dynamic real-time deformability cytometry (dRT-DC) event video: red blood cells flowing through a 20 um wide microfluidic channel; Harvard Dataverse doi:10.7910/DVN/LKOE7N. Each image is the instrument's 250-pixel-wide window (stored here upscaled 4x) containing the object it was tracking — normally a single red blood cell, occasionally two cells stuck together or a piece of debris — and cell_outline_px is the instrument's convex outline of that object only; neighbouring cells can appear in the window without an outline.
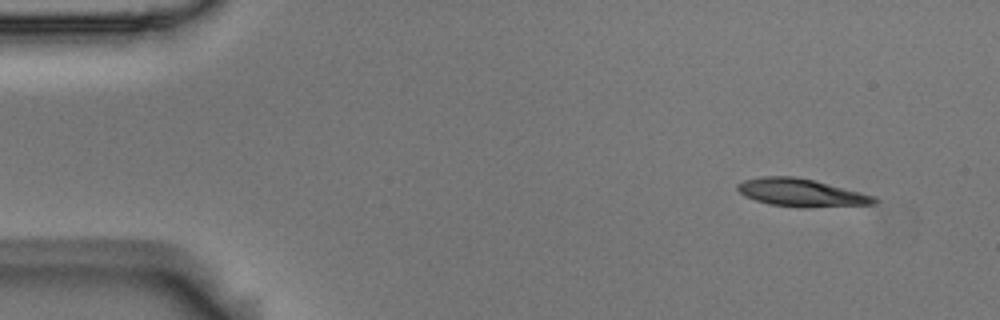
{"species": "Egyptian fruit bat (a non-hibernating species)", "species_latin": "Rousettus aegyptiacus", "temperature_condition": "room temperature", "stored_images_in_passage": 5, "camera_frame_rate_fps": 3000, "um_per_image_px": 0.085, "animal": {"sex": "male"}, "frame": {"image": 1, "passage_image": 1, "time_ms": 0.0, "image_size_px": [1000, 320], "cell_outline_px": [[880, 200], [876, 204], [804, 208], [800, 208], [768, 204], [744, 196], [736, 188], [736, 184], [744, 180], [760, 176], [792, 176], [816, 180], [876, 196]], "centroid_in_image_um": [68.13, 16.38], "position_along_channel_um": 16.9, "area_um2": 22.54}}